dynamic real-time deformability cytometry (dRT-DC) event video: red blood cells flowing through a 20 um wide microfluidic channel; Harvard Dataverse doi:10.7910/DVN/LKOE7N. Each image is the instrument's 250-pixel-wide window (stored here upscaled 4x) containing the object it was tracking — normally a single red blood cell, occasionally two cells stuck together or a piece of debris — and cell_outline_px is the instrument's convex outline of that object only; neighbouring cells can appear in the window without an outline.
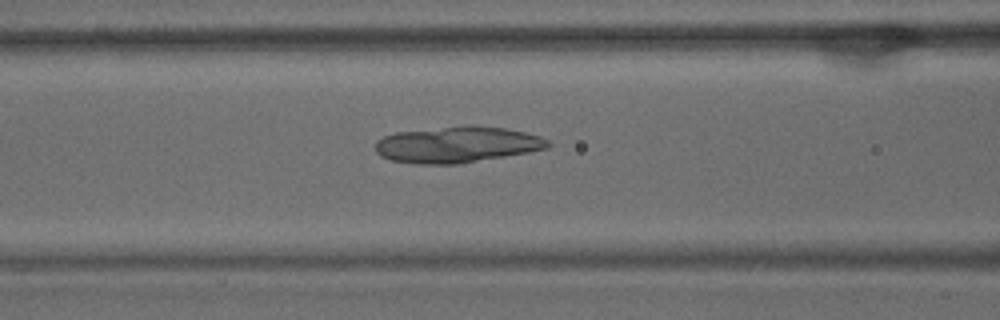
{"species": "common noctule bat (a hibernating species)", "species_latin": "Nyctalus noctula", "temperature_condition": "warm", "stored_images_in_passage": 35, "camera_frame_rate_fps": 3000, "um_per_image_px": 0.085, "animal": {"sex": "male", "body_mass_g": 15.6}, "frame": {"image": 1, "passage_image": 14, "time_ms": 4.333, "image_size_px": [1000, 320], "cell_outline_px": [[552, 144], [548, 148], [528, 152], [460, 164], [416, 164], [392, 160], [380, 156], [376, 152], [376, 140], [384, 136], [396, 132], [464, 124], [468, 124], [504, 128], [524, 132], [540, 136], [548, 140]], "centroid_in_image_um": [38.85, 12.28], "position_along_channel_um": 127.8, "area_um2": 36.7}}
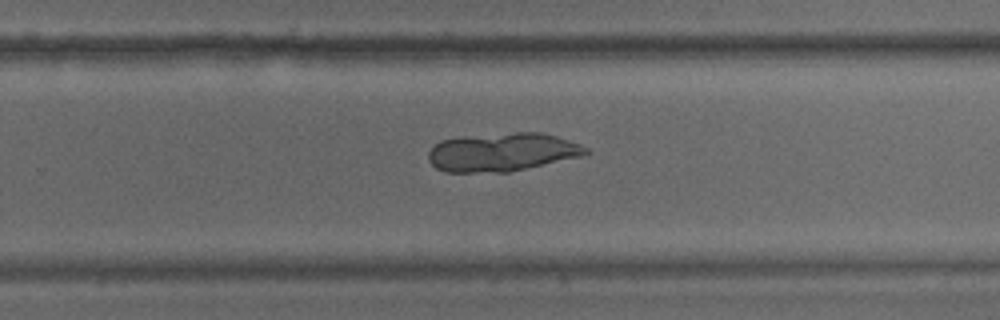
{"frame": {"image": 2, "passage_image": 26, "time_ms": 8.333, "image_size_px": [1000, 320], "cell_outline_px": [[592, 152], [584, 156], [508, 172], [444, 172], [436, 168], [428, 160], [428, 152], [440, 140], [460, 136], [516, 132], [540, 132], [556, 136], [580, 144], [588, 148]], "centroid_in_image_um": [42.7, 12.92], "position_along_channel_um": 287.1, "area_um2": 35.55}}
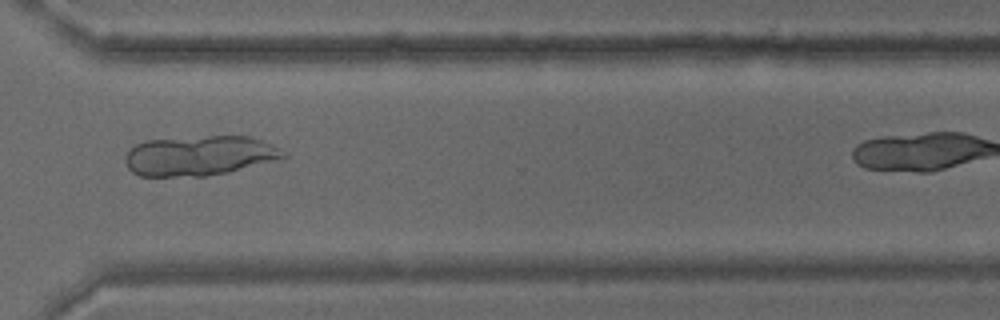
{"frame": {"image": 3, "passage_image": 31, "time_ms": 10.0, "image_size_px": [1000, 320], "cell_outline_px": [[288, 156], [224, 172], [204, 176], [140, 176], [132, 172], [128, 168], [124, 160], [124, 156], [136, 144], [148, 140], [208, 136], [252, 136], [272, 144], [280, 148]], "centroid_in_image_um": [16.9, 13.22], "position_along_channel_um": 353.7, "area_um2": 36.24}}